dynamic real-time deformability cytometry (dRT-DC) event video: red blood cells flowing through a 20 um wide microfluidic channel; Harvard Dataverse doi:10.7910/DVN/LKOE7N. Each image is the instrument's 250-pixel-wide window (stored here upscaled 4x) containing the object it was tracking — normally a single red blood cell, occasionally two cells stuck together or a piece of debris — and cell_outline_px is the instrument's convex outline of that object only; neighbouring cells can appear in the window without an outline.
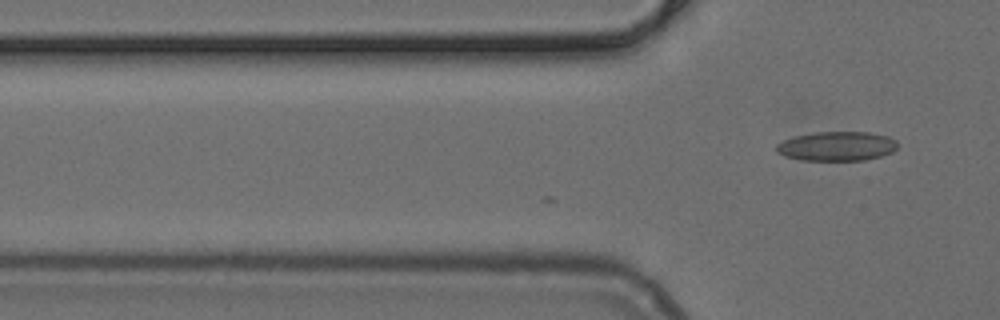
{"species": "common noctule bat (a hibernating species)", "species_latin": "Nyctalus noctula", "temperature_condition": "cold", "stored_images_in_passage": 3, "camera_frame_rate_fps": 3000, "um_per_image_px": 0.085, "animal": {"sex": "female", "body_mass_g": 24.6, "forearm_length_mm": 56.2}, "frame": {"image": 1, "passage_image": 3, "time_ms": 0.667, "image_size_px": [1000, 320], "cell_outline_px": [[896, 148], [892, 152], [880, 156], [864, 160], [800, 160], [784, 156], [776, 152], [776, 144], [792, 136], [816, 132], [868, 132], [888, 136], [896, 140]], "centroid_in_image_um": [71.09, 12.42], "position_along_channel_um": 54.7, "area_um2": 20.75}}